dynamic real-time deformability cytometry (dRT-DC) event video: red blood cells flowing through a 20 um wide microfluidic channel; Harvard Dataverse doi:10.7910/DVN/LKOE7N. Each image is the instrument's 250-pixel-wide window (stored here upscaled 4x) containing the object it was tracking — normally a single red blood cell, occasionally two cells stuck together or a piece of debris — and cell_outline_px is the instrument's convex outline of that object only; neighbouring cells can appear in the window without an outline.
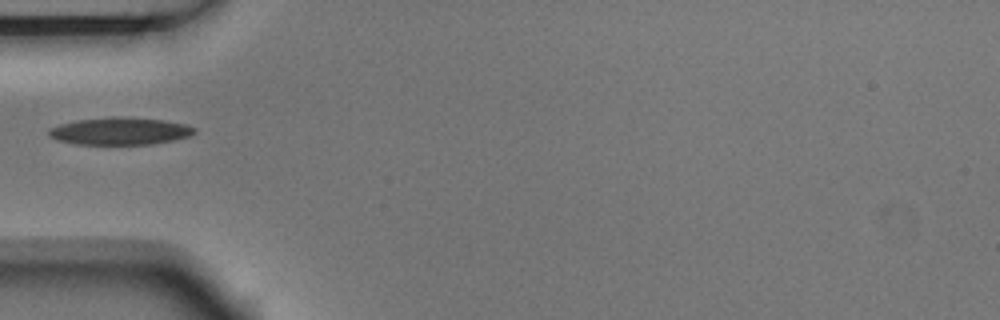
{"species": "Egyptian fruit bat (a non-hibernating species)", "species_latin": "Rousettus aegyptiacus", "temperature_condition": "room temperature", "stored_images_in_passage": 1, "camera_frame_rate_fps": 3000, "um_per_image_px": 0.085, "animal": {"sex": "male"}, "frame": {"image": 1, "passage_image": 1, "time_ms": 0.0, "image_size_px": [1000, 320], "cell_outline_px": [[196, 132], [192, 136], [152, 144], [76, 144], [56, 140], [48, 136], [48, 128], [60, 124], [76, 120], [112, 116], [120, 116], [164, 120], [184, 124], [196, 128]], "centroid_in_image_um": [10.18, 11.14], "position_along_channel_um": 74.8, "area_um2": 23.41}}